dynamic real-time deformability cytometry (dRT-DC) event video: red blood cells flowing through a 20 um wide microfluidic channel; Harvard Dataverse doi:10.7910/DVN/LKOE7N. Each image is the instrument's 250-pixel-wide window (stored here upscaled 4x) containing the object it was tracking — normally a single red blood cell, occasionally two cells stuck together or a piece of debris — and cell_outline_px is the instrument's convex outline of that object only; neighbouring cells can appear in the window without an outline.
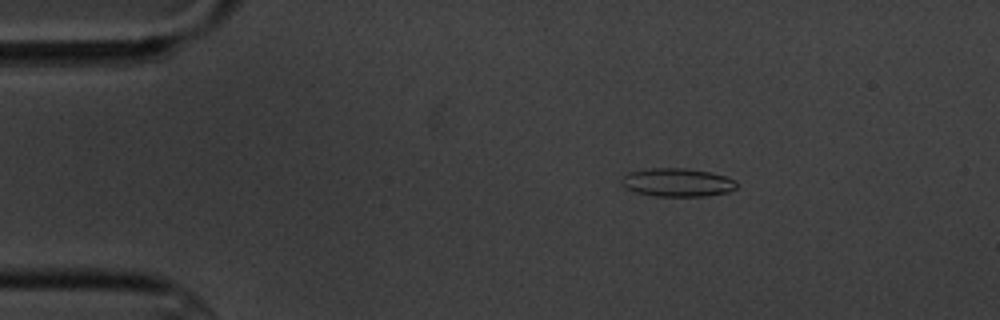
{"species": "common noctule bat (a hibernating species)", "species_latin": "Nyctalus noctula", "temperature_condition": "cold", "stored_images_in_passage": 5, "camera_frame_rate_fps": 3000, "um_per_image_px": 0.085, "animal": {"sex": "male", "body_mass_g": 20.1, "forearm_length_mm": 53.5}, "frame": {"image": 1, "passage_image": 3, "time_ms": 2.333, "image_size_px": [1000, 320], "cell_outline_px": [[736, 188], [728, 192], [704, 196], [656, 196], [636, 192], [624, 188], [620, 184], [620, 180], [628, 172], [648, 168], [684, 168], [708, 172], [724, 176], [736, 180]], "centroid_in_image_um": [57.52, 15.5], "position_along_channel_um": 27.5, "area_um2": 19.02}}